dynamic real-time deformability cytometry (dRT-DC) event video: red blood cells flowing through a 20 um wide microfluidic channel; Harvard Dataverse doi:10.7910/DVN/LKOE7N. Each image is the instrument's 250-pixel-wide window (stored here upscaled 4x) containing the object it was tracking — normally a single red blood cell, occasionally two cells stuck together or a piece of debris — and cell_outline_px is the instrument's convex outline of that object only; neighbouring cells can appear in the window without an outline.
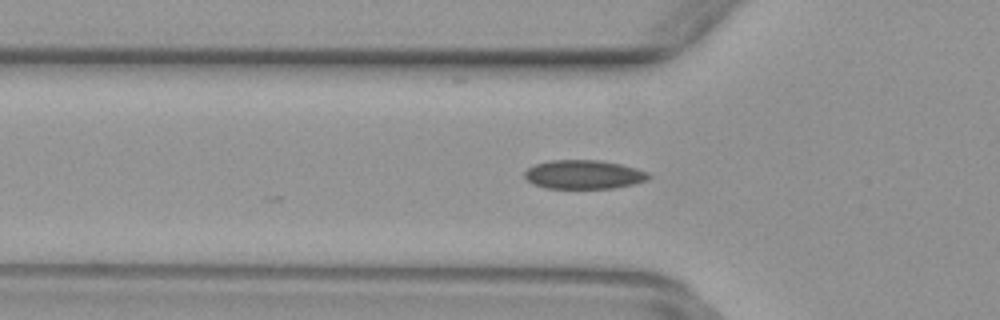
{"species": "common noctule bat (a hibernating species)", "species_latin": "Nyctalus noctula", "temperature_condition": "warm", "stored_images_in_passage": 31, "camera_frame_rate_fps": 3000, "um_per_image_px": 0.085, "animal": {"sex": "female", "body_mass_g": 29.2, "forearm_length_mm": 56.3}, "frame": {"image": 1, "passage_image": 4, "time_ms": 1.0, "image_size_px": [1000, 320], "cell_outline_px": [[652, 176], [648, 180], [632, 184], [612, 188], [544, 188], [532, 184], [524, 176], [524, 172], [528, 168], [536, 164], [552, 160], [600, 160], [620, 164], [636, 168], [648, 172]], "centroid_in_image_um": [49.62, 14.83], "position_along_channel_um": 76.2, "area_um2": 20.87}}
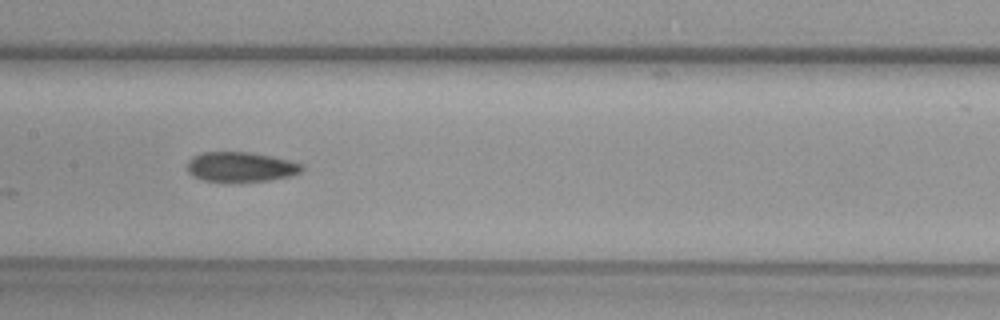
{"frame": {"image": 2, "passage_image": 12, "time_ms": 3.667, "image_size_px": [1000, 320], "cell_outline_px": [[304, 168], [300, 172], [292, 176], [268, 180], [228, 184], [204, 180], [192, 176], [188, 172], [188, 160], [192, 156], [204, 152], [248, 152], [272, 156], [304, 164]], "centroid_in_image_um": [20.45, 14.22], "position_along_channel_um": 186.9, "area_um2": 20.52}}
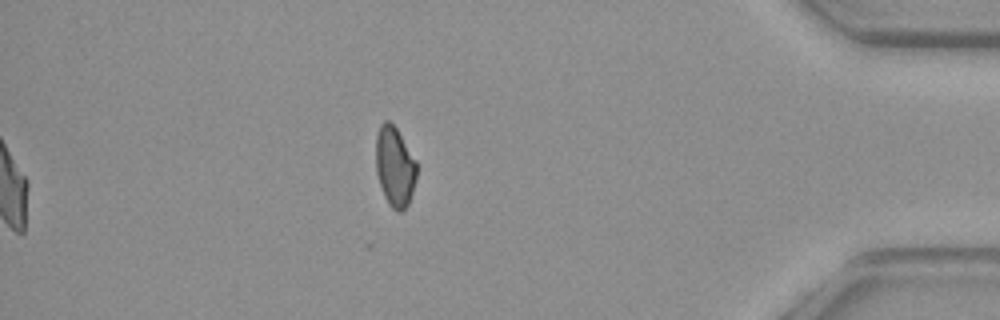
{"frame": {"image": 3, "passage_image": 31, "time_ms": 10.0, "image_size_px": [1000, 320], "cell_outline_px": [[416, 176], [412, 192], [408, 204], [400, 212], [396, 212], [388, 204], [384, 196], [376, 172], [376, 136], [380, 124], [384, 120], [388, 120], [396, 128], [416, 160]], "centroid_in_image_um": [33.54, 14.16], "position_along_channel_um": 401.7, "area_um2": 18.9}}